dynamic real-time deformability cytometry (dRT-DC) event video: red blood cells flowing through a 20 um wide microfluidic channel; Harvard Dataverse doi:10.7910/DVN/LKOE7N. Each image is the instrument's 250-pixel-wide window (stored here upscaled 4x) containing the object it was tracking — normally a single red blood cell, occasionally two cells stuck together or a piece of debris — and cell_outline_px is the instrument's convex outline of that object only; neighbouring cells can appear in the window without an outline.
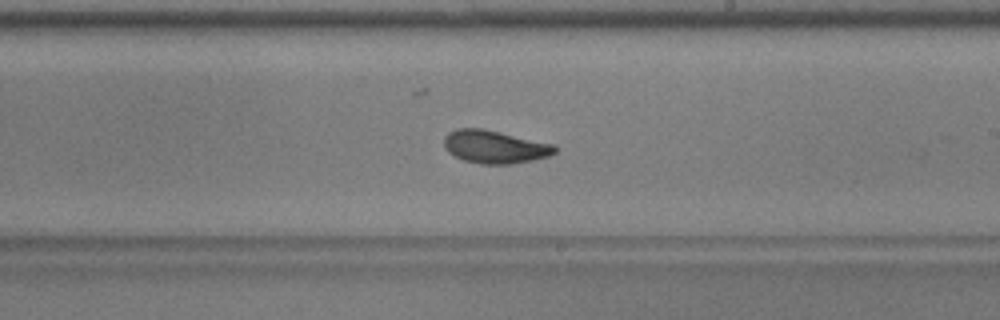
{"species": "common noctule bat (a hibernating species)", "species_latin": "Nyctalus noctula", "temperature_condition": "warm", "stored_images_in_passage": 26, "camera_frame_rate_fps": 3000, "um_per_image_px": 0.085, "animal": {"sex": "male", "body_mass_g": 17.9, "forearm_length_mm": 54.2}, "frame": {"image": 1, "passage_image": 15, "time_ms": 4.667, "image_size_px": [1000, 320], "cell_outline_px": [[556, 152], [548, 156], [532, 160], [512, 164], [480, 164], [464, 160], [448, 152], [444, 148], [444, 136], [448, 132], [456, 128], [484, 128], [556, 144]], "centroid_in_image_um": [42.05, 12.46], "position_along_channel_um": 246.9, "area_um2": 21.56}}
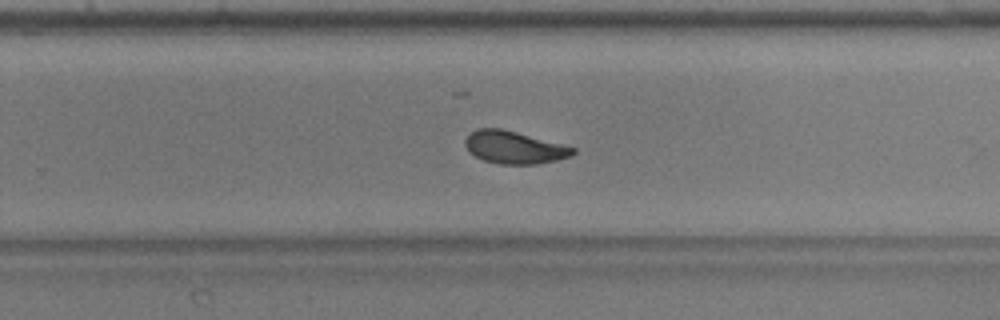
{"frame": {"image": 2, "passage_image": 18, "time_ms": 5.667, "image_size_px": [1000, 320], "cell_outline_px": [[576, 152], [568, 156], [556, 160], [536, 164], [496, 164], [484, 160], [476, 156], [464, 144], [464, 140], [476, 128], [500, 128], [516, 132], [576, 148]], "centroid_in_image_um": [43.69, 12.53], "position_along_channel_um": 286.1, "area_um2": 20.06}}